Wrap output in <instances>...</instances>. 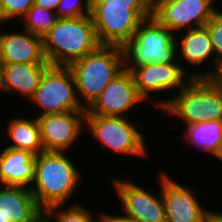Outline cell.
Masks as SVG:
<instances>
[{
	"instance_id": "f1b7e54d",
	"label": "cell",
	"mask_w": 222,
	"mask_h": 222,
	"mask_svg": "<svg viewBox=\"0 0 222 222\" xmlns=\"http://www.w3.org/2000/svg\"><path fill=\"white\" fill-rule=\"evenodd\" d=\"M101 218L105 221V222H139L137 220H134L133 218H130L128 216H126L125 214H108V213H101Z\"/></svg>"
},
{
	"instance_id": "ba28073f",
	"label": "cell",
	"mask_w": 222,
	"mask_h": 222,
	"mask_svg": "<svg viewBox=\"0 0 222 222\" xmlns=\"http://www.w3.org/2000/svg\"><path fill=\"white\" fill-rule=\"evenodd\" d=\"M91 18L101 45L123 47L152 15V10H133L127 6H107L91 3Z\"/></svg>"
},
{
	"instance_id": "52a82bcc",
	"label": "cell",
	"mask_w": 222,
	"mask_h": 222,
	"mask_svg": "<svg viewBox=\"0 0 222 222\" xmlns=\"http://www.w3.org/2000/svg\"><path fill=\"white\" fill-rule=\"evenodd\" d=\"M29 102L40 109L38 116L87 111L78 100L75 79L68 66L49 65L44 70L39 86Z\"/></svg>"
},
{
	"instance_id": "5b68a950",
	"label": "cell",
	"mask_w": 222,
	"mask_h": 222,
	"mask_svg": "<svg viewBox=\"0 0 222 222\" xmlns=\"http://www.w3.org/2000/svg\"><path fill=\"white\" fill-rule=\"evenodd\" d=\"M122 50L124 67L169 63L177 59L175 34L153 14L141 22Z\"/></svg>"
},
{
	"instance_id": "ac0fdd59",
	"label": "cell",
	"mask_w": 222,
	"mask_h": 222,
	"mask_svg": "<svg viewBox=\"0 0 222 222\" xmlns=\"http://www.w3.org/2000/svg\"><path fill=\"white\" fill-rule=\"evenodd\" d=\"M42 209L30 188L0 187V222H30Z\"/></svg>"
},
{
	"instance_id": "3957f363",
	"label": "cell",
	"mask_w": 222,
	"mask_h": 222,
	"mask_svg": "<svg viewBox=\"0 0 222 222\" xmlns=\"http://www.w3.org/2000/svg\"><path fill=\"white\" fill-rule=\"evenodd\" d=\"M165 100L156 99V108L176 116L185 126L205 120L222 121V87L209 78H192L179 92Z\"/></svg>"
},
{
	"instance_id": "d6a6232c",
	"label": "cell",
	"mask_w": 222,
	"mask_h": 222,
	"mask_svg": "<svg viewBox=\"0 0 222 222\" xmlns=\"http://www.w3.org/2000/svg\"><path fill=\"white\" fill-rule=\"evenodd\" d=\"M214 158L222 162V143L218 147L217 151L212 155Z\"/></svg>"
},
{
	"instance_id": "1f68e13d",
	"label": "cell",
	"mask_w": 222,
	"mask_h": 222,
	"mask_svg": "<svg viewBox=\"0 0 222 222\" xmlns=\"http://www.w3.org/2000/svg\"><path fill=\"white\" fill-rule=\"evenodd\" d=\"M205 222H222V213L212 212L206 217Z\"/></svg>"
},
{
	"instance_id": "8fae6325",
	"label": "cell",
	"mask_w": 222,
	"mask_h": 222,
	"mask_svg": "<svg viewBox=\"0 0 222 222\" xmlns=\"http://www.w3.org/2000/svg\"><path fill=\"white\" fill-rule=\"evenodd\" d=\"M159 175L166 222H205L212 211L203 208L197 193L189 186L173 180L168 174L162 172Z\"/></svg>"
},
{
	"instance_id": "4316f807",
	"label": "cell",
	"mask_w": 222,
	"mask_h": 222,
	"mask_svg": "<svg viewBox=\"0 0 222 222\" xmlns=\"http://www.w3.org/2000/svg\"><path fill=\"white\" fill-rule=\"evenodd\" d=\"M91 3H107V6H127L133 10H152L151 0H91Z\"/></svg>"
},
{
	"instance_id": "e0dca14e",
	"label": "cell",
	"mask_w": 222,
	"mask_h": 222,
	"mask_svg": "<svg viewBox=\"0 0 222 222\" xmlns=\"http://www.w3.org/2000/svg\"><path fill=\"white\" fill-rule=\"evenodd\" d=\"M36 155L3 147L0 151V186L30 188L35 177Z\"/></svg>"
},
{
	"instance_id": "cb8c5ba5",
	"label": "cell",
	"mask_w": 222,
	"mask_h": 222,
	"mask_svg": "<svg viewBox=\"0 0 222 222\" xmlns=\"http://www.w3.org/2000/svg\"><path fill=\"white\" fill-rule=\"evenodd\" d=\"M33 5L34 0H0L1 24L21 20Z\"/></svg>"
},
{
	"instance_id": "d6986e66",
	"label": "cell",
	"mask_w": 222,
	"mask_h": 222,
	"mask_svg": "<svg viewBox=\"0 0 222 222\" xmlns=\"http://www.w3.org/2000/svg\"><path fill=\"white\" fill-rule=\"evenodd\" d=\"M175 42L177 59L179 58L186 62L185 65L190 64L191 67L192 65L195 67L197 65L198 68V66L201 67L203 64L206 65L212 59L213 67H216L213 44L205 26L186 30L183 34L180 32L177 36L175 35Z\"/></svg>"
},
{
	"instance_id": "7a4b0ae2",
	"label": "cell",
	"mask_w": 222,
	"mask_h": 222,
	"mask_svg": "<svg viewBox=\"0 0 222 222\" xmlns=\"http://www.w3.org/2000/svg\"><path fill=\"white\" fill-rule=\"evenodd\" d=\"M100 46L91 15L59 18L43 37L44 56L54 66H69Z\"/></svg>"
},
{
	"instance_id": "d4e9b609",
	"label": "cell",
	"mask_w": 222,
	"mask_h": 222,
	"mask_svg": "<svg viewBox=\"0 0 222 222\" xmlns=\"http://www.w3.org/2000/svg\"><path fill=\"white\" fill-rule=\"evenodd\" d=\"M59 18H78L91 14V0H61L56 9Z\"/></svg>"
},
{
	"instance_id": "7c38bea8",
	"label": "cell",
	"mask_w": 222,
	"mask_h": 222,
	"mask_svg": "<svg viewBox=\"0 0 222 222\" xmlns=\"http://www.w3.org/2000/svg\"><path fill=\"white\" fill-rule=\"evenodd\" d=\"M111 182L126 216L139 222H166L165 206L157 194L132 183L131 179L113 178Z\"/></svg>"
},
{
	"instance_id": "4fadbf2b",
	"label": "cell",
	"mask_w": 222,
	"mask_h": 222,
	"mask_svg": "<svg viewBox=\"0 0 222 222\" xmlns=\"http://www.w3.org/2000/svg\"><path fill=\"white\" fill-rule=\"evenodd\" d=\"M87 111L37 116L44 151L66 152L85 131Z\"/></svg>"
},
{
	"instance_id": "836d02e7",
	"label": "cell",
	"mask_w": 222,
	"mask_h": 222,
	"mask_svg": "<svg viewBox=\"0 0 222 222\" xmlns=\"http://www.w3.org/2000/svg\"><path fill=\"white\" fill-rule=\"evenodd\" d=\"M158 0H151L152 6L157 2Z\"/></svg>"
},
{
	"instance_id": "f546056e",
	"label": "cell",
	"mask_w": 222,
	"mask_h": 222,
	"mask_svg": "<svg viewBox=\"0 0 222 222\" xmlns=\"http://www.w3.org/2000/svg\"><path fill=\"white\" fill-rule=\"evenodd\" d=\"M61 0H34V4L38 5L46 10L56 12L58 4Z\"/></svg>"
},
{
	"instance_id": "ffe728a7",
	"label": "cell",
	"mask_w": 222,
	"mask_h": 222,
	"mask_svg": "<svg viewBox=\"0 0 222 222\" xmlns=\"http://www.w3.org/2000/svg\"><path fill=\"white\" fill-rule=\"evenodd\" d=\"M19 117V118H18ZM11 117L8 121L7 137H9L8 146L6 144L5 147L31 151L35 155H38L42 151H44V147L41 141V133L40 126L36 119V115L34 118L27 117Z\"/></svg>"
},
{
	"instance_id": "603a6c76",
	"label": "cell",
	"mask_w": 222,
	"mask_h": 222,
	"mask_svg": "<svg viewBox=\"0 0 222 222\" xmlns=\"http://www.w3.org/2000/svg\"><path fill=\"white\" fill-rule=\"evenodd\" d=\"M64 206L55 205L46 209L50 218L53 217L51 222H97L101 218V214H93L88 207L76 202L68 207L64 208Z\"/></svg>"
},
{
	"instance_id": "e575fe53",
	"label": "cell",
	"mask_w": 222,
	"mask_h": 222,
	"mask_svg": "<svg viewBox=\"0 0 222 222\" xmlns=\"http://www.w3.org/2000/svg\"><path fill=\"white\" fill-rule=\"evenodd\" d=\"M97 222H105L102 218H100Z\"/></svg>"
},
{
	"instance_id": "30bf717a",
	"label": "cell",
	"mask_w": 222,
	"mask_h": 222,
	"mask_svg": "<svg viewBox=\"0 0 222 222\" xmlns=\"http://www.w3.org/2000/svg\"><path fill=\"white\" fill-rule=\"evenodd\" d=\"M214 0H158L152 14L175 35L204 27L218 10Z\"/></svg>"
},
{
	"instance_id": "83f0119b",
	"label": "cell",
	"mask_w": 222,
	"mask_h": 222,
	"mask_svg": "<svg viewBox=\"0 0 222 222\" xmlns=\"http://www.w3.org/2000/svg\"><path fill=\"white\" fill-rule=\"evenodd\" d=\"M189 75L192 78H209L213 83L222 87V59L217 61L216 67L214 70H205L198 73V71L192 73L190 72Z\"/></svg>"
},
{
	"instance_id": "8992f818",
	"label": "cell",
	"mask_w": 222,
	"mask_h": 222,
	"mask_svg": "<svg viewBox=\"0 0 222 222\" xmlns=\"http://www.w3.org/2000/svg\"><path fill=\"white\" fill-rule=\"evenodd\" d=\"M85 131L113 154L147 158L144 133L127 117L86 115ZM143 133V134H142Z\"/></svg>"
},
{
	"instance_id": "44dd1931",
	"label": "cell",
	"mask_w": 222,
	"mask_h": 222,
	"mask_svg": "<svg viewBox=\"0 0 222 222\" xmlns=\"http://www.w3.org/2000/svg\"><path fill=\"white\" fill-rule=\"evenodd\" d=\"M184 130L182 140L209 155H213L222 143V121L205 120L185 126Z\"/></svg>"
},
{
	"instance_id": "7402d4cb",
	"label": "cell",
	"mask_w": 222,
	"mask_h": 222,
	"mask_svg": "<svg viewBox=\"0 0 222 222\" xmlns=\"http://www.w3.org/2000/svg\"><path fill=\"white\" fill-rule=\"evenodd\" d=\"M59 17L56 12L33 5L20 20L22 29L43 38L56 24Z\"/></svg>"
},
{
	"instance_id": "6da1fadb",
	"label": "cell",
	"mask_w": 222,
	"mask_h": 222,
	"mask_svg": "<svg viewBox=\"0 0 222 222\" xmlns=\"http://www.w3.org/2000/svg\"><path fill=\"white\" fill-rule=\"evenodd\" d=\"M67 153L42 151L36 155L35 177L30 189L42 210L67 205L84 179Z\"/></svg>"
},
{
	"instance_id": "4dcf8cb0",
	"label": "cell",
	"mask_w": 222,
	"mask_h": 222,
	"mask_svg": "<svg viewBox=\"0 0 222 222\" xmlns=\"http://www.w3.org/2000/svg\"><path fill=\"white\" fill-rule=\"evenodd\" d=\"M30 222H51V218L46 210H42Z\"/></svg>"
},
{
	"instance_id": "9a60e30c",
	"label": "cell",
	"mask_w": 222,
	"mask_h": 222,
	"mask_svg": "<svg viewBox=\"0 0 222 222\" xmlns=\"http://www.w3.org/2000/svg\"><path fill=\"white\" fill-rule=\"evenodd\" d=\"M0 24V64L48 63L43 51V38L22 29L2 31Z\"/></svg>"
},
{
	"instance_id": "277c9868",
	"label": "cell",
	"mask_w": 222,
	"mask_h": 222,
	"mask_svg": "<svg viewBox=\"0 0 222 222\" xmlns=\"http://www.w3.org/2000/svg\"><path fill=\"white\" fill-rule=\"evenodd\" d=\"M68 67L75 79L78 100L87 110L110 81L124 70L122 47L101 45Z\"/></svg>"
},
{
	"instance_id": "484cf974",
	"label": "cell",
	"mask_w": 222,
	"mask_h": 222,
	"mask_svg": "<svg viewBox=\"0 0 222 222\" xmlns=\"http://www.w3.org/2000/svg\"><path fill=\"white\" fill-rule=\"evenodd\" d=\"M205 27L207 28L211 42L213 44V51L217 61L222 59V11L218 10L213 16L206 22Z\"/></svg>"
},
{
	"instance_id": "5bb4252c",
	"label": "cell",
	"mask_w": 222,
	"mask_h": 222,
	"mask_svg": "<svg viewBox=\"0 0 222 222\" xmlns=\"http://www.w3.org/2000/svg\"><path fill=\"white\" fill-rule=\"evenodd\" d=\"M143 102L146 101L139 95L131 72L124 69L104 88L86 115L126 117Z\"/></svg>"
},
{
	"instance_id": "2e32d148",
	"label": "cell",
	"mask_w": 222,
	"mask_h": 222,
	"mask_svg": "<svg viewBox=\"0 0 222 222\" xmlns=\"http://www.w3.org/2000/svg\"><path fill=\"white\" fill-rule=\"evenodd\" d=\"M49 63L1 64L0 91L9 95L21 94L27 102L36 92L40 78ZM24 96V97H22Z\"/></svg>"
},
{
	"instance_id": "9c48e42d",
	"label": "cell",
	"mask_w": 222,
	"mask_h": 222,
	"mask_svg": "<svg viewBox=\"0 0 222 222\" xmlns=\"http://www.w3.org/2000/svg\"><path fill=\"white\" fill-rule=\"evenodd\" d=\"M179 61L177 59L169 63H150L137 67H124V69L131 72L139 95L156 107V101L151 97L152 94H158L157 92L164 94L167 91L173 92L175 89L174 93H177L192 79L188 74L189 69L181 65Z\"/></svg>"
}]
</instances>
